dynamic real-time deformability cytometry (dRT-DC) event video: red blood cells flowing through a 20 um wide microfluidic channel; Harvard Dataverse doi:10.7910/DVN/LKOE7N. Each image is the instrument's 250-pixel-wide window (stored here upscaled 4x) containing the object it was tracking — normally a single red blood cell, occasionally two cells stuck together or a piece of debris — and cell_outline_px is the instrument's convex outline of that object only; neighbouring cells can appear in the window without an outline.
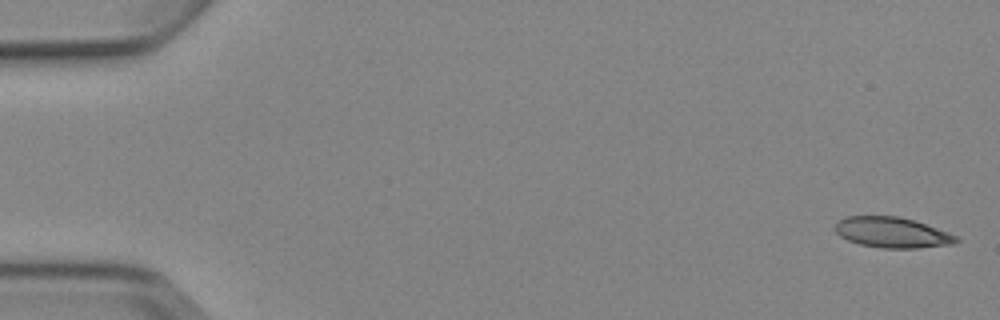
{"species": "Egyptian fruit bat (a non-hibernating species)", "species_latin": "Rousettus aegyptiacus", "temperature_condition": "cold", "stored_images_in_passage": 6, "camera_frame_rate_fps": 3000, "um_per_image_px": 0.085, "animal": {"sex": "female"}, "frame": {"image": 1, "passage_image": 1, "time_ms": 0.0, "image_size_px": [1000, 320], "cell_outline_px": [[960, 240], [952, 244], [916, 248], [880, 248], [860, 244], [848, 240], [840, 236], [832, 228], [844, 216], [900, 216], [948, 232], [956, 236]], "centroid_in_image_um": [75.79, 19.76], "position_along_channel_um": 9.2, "area_um2": 21.44}}
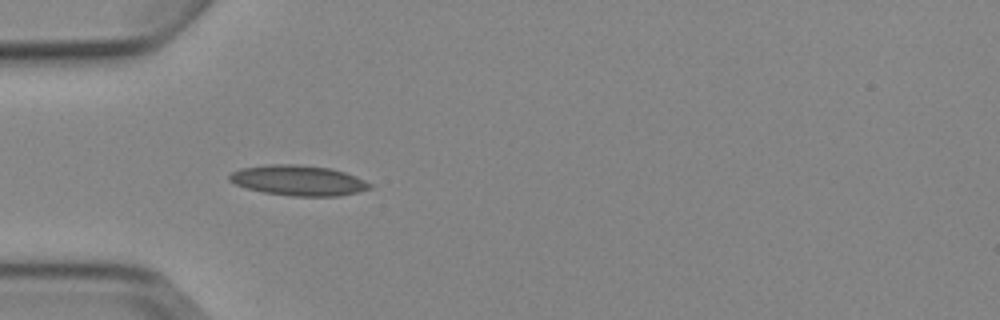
{"frame": {"image": 2, "passage_image": 5, "time_ms": 5.0, "image_size_px": [1000, 320], "cell_outline_px": [[372, 188], [340, 196], [292, 196], [264, 192], [248, 188], [236, 184], [228, 180], [228, 176], [232, 172], [240, 168], [268, 164], [296, 164], [332, 168], [356, 176], [372, 184]], "centroid_in_image_um": [25.36, 15.33], "position_along_channel_um": 59.6, "area_um2": 24.8}}
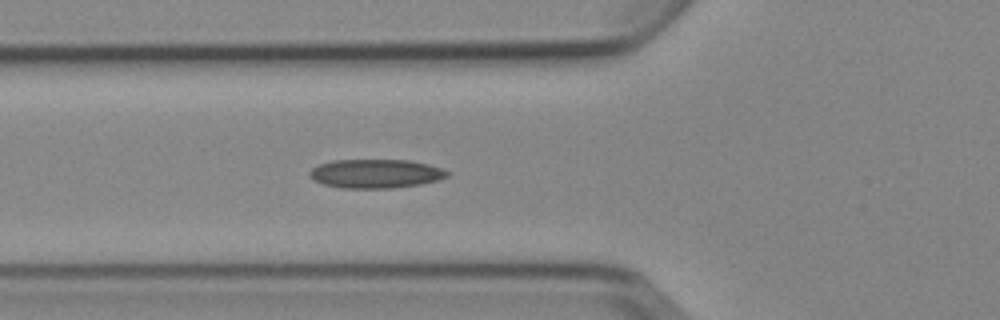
{"frame": {"image": 3, "passage_image": 6, "time_ms": 6.0, "image_size_px": [1000, 320], "cell_outline_px": [[452, 172], [448, 176], [436, 180], [420, 184], [392, 188], [340, 188], [324, 184], [312, 180], [308, 176], [308, 172], [312, 168], [320, 164], [332, 160], [408, 160], [428, 164]], "centroid_in_image_um": [31.9, 14.76], "position_along_channel_um": 93.9, "area_um2": 23.24}}